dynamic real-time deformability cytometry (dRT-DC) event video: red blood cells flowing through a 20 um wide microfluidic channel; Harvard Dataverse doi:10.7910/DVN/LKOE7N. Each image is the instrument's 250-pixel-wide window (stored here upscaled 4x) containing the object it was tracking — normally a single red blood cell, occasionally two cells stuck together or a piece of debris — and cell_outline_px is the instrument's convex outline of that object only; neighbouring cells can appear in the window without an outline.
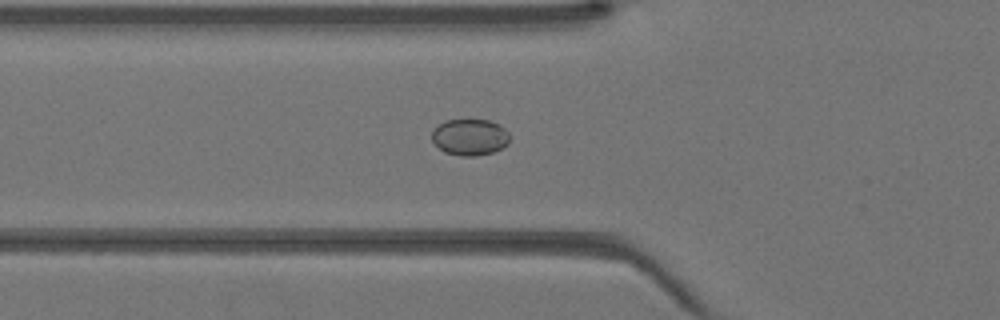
{"species": "Egyptian fruit bat (a non-hibernating species)", "species_latin": "Rousettus aegyptiacus", "temperature_condition": "warm", "stored_images_in_passage": 36, "camera_frame_rate_fps": 3000, "um_per_image_px": 0.085, "animal": {"sex": "female"}, "frame": {"image": 1, "passage_image": 8, "time_ms": 2.333, "image_size_px": [1000, 320], "cell_outline_px": [[508, 144], [492, 152], [476, 156], [460, 156], [444, 152], [432, 144], [432, 128], [444, 120], [488, 120], [500, 124], [508, 132]], "centroid_in_image_um": [39.88, 11.65], "position_along_channel_um": 85.9, "area_um2": 16.7}}
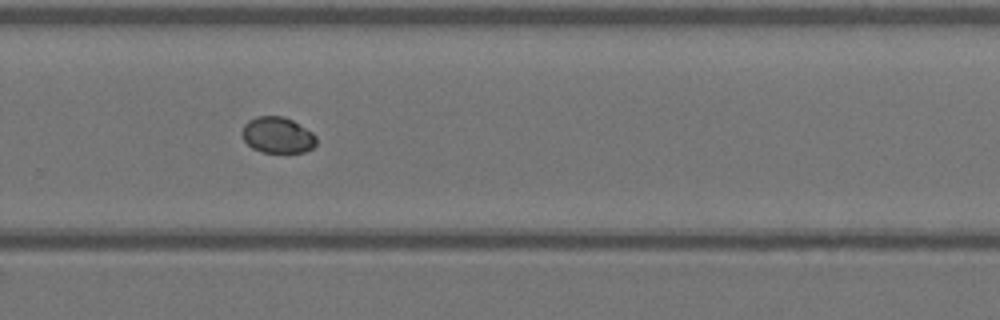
{"frame": {"image": 2, "passage_image": 22, "time_ms": 7.0, "image_size_px": [1000, 320], "cell_outline_px": [[316, 144], [312, 148], [304, 152], [260, 152], [252, 148], [244, 140], [240, 132], [244, 124], [248, 120], [256, 116], [284, 116], [292, 120], [312, 132], [316, 136]], "centroid_in_image_um": [23.56, 11.48], "position_along_channel_um": 306.2, "area_um2": 15.72}}
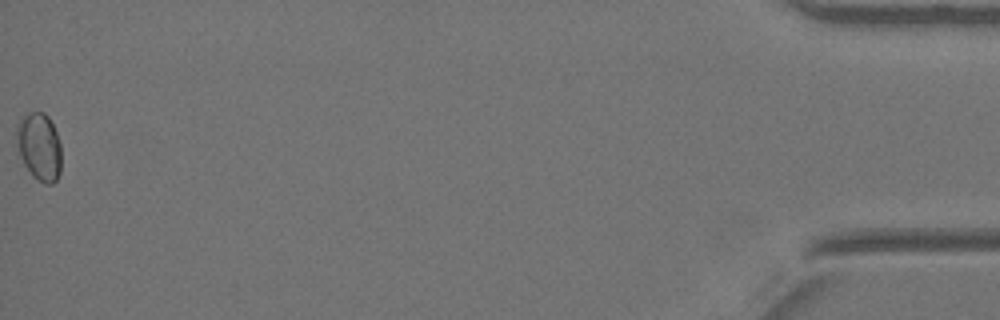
{"frame": {"image": 3, "passage_image": 36, "time_ms": 11.667, "image_size_px": [1000, 320], "cell_outline_px": [[60, 172], [56, 180], [52, 184], [44, 184], [32, 176], [24, 164], [20, 156], [16, 132], [16, 124], [28, 112], [44, 112], [48, 116], [56, 132], [60, 144]], "centroid_in_image_um": [3.33, 12.47], "position_along_channel_um": 431.9, "area_um2": 17.57}}